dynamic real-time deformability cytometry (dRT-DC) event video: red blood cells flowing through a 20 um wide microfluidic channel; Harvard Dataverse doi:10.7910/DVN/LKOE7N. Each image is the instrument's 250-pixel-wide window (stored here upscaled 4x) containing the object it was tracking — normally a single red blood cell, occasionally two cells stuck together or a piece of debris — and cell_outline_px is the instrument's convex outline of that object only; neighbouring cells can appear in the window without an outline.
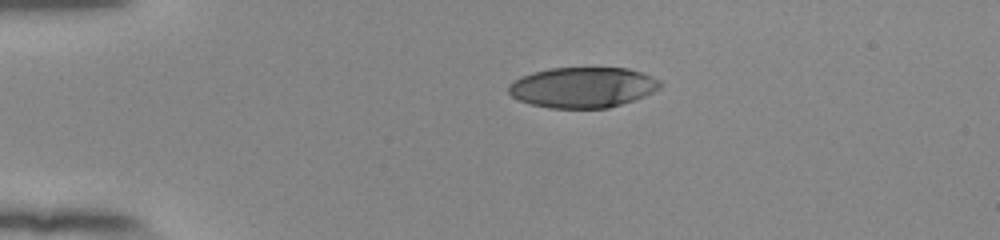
{"species": "human", "species_latin": "Homo sapiens", "temperature_condition": "room temperature", "stored_images_in_passage": 42, "camera_frame_rate_fps": 3000, "um_per_image_px": 0.085, "donor": {"sex": "female"}, "frame": {"image": 1, "passage_image": 1, "time_ms": 0.0, "image_size_px": [1000, 240], "cell_outline_px": [[664, 84], [660, 88], [644, 96], [608, 108], [548, 108], [532, 104], [520, 100], [512, 96], [508, 92], [508, 84], [520, 76], [532, 72], [548, 68], [628, 68], [652, 76], [660, 80]], "centroid_in_image_um": [49.52, 7.42], "position_along_channel_um": 35.5, "area_um2": 35.84}}
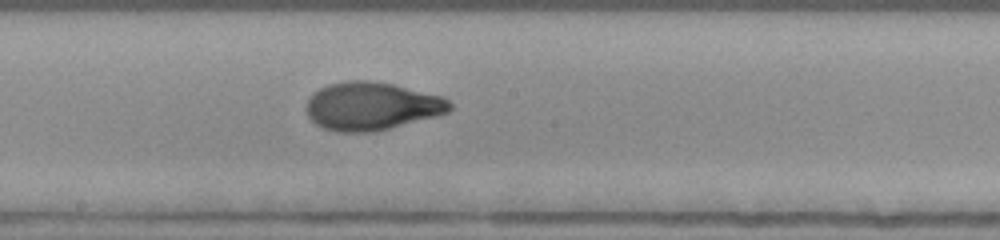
{"frame": {"image": 2, "passage_image": 19, "time_ms": 6.0, "image_size_px": [1000, 240], "cell_outline_px": [[452, 108], [448, 112], [436, 116], [372, 132], [336, 132], [324, 128], [316, 124], [308, 116], [308, 100], [320, 88], [328, 84], [348, 80], [368, 80], [392, 84], [444, 96], [452, 104]], "centroid_in_image_um": [31.62, 9.02], "position_along_channel_um": 216.6, "area_um2": 39.88}}
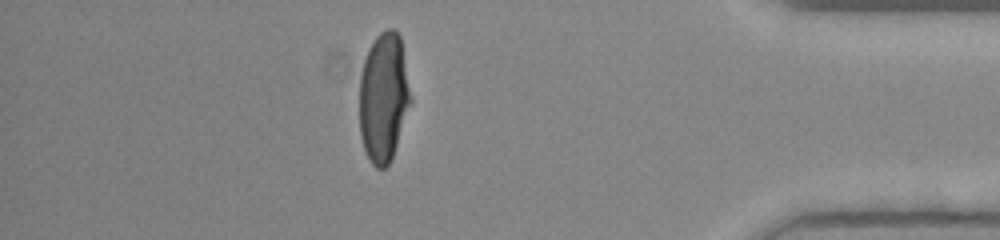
{"frame": {"image": 3, "passage_image": 36, "time_ms": 11.667, "image_size_px": [1000, 240], "cell_outline_px": [[412, 100], [392, 156], [388, 164], [384, 168], [376, 168], [372, 164], [364, 148], [360, 136], [360, 76], [364, 60], [368, 48], [376, 36], [380, 32], [388, 28], [392, 28], [400, 36], [412, 96]], "centroid_in_image_um": [32.61, 8.24], "position_along_channel_um": 402.6, "area_um2": 38.49}, "authors_computed_cell_mechanics": {"area_um2": 39.0728, "velocity_mm_per_s": 3.8904, "shape_relaxation_time_tau1_ms": 4.0532, "shape_relaxation_time_tau2_ms": 0.9986, "deformation_change_tau1": 0.2111, "deformation_change_tau2": 0.0607}}